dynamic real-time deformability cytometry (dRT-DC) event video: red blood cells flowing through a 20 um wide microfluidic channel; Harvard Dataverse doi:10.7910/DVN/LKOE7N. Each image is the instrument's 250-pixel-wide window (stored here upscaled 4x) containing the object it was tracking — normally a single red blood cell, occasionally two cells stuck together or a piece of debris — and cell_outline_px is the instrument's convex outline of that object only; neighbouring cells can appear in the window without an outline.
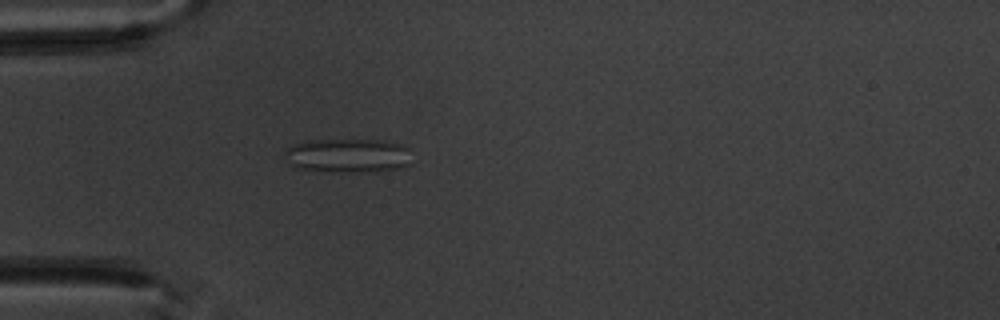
{"species": "common noctule bat (a hibernating species)", "species_latin": "Nyctalus noctula", "temperature_condition": "warm", "stored_images_in_passage": 4, "camera_frame_rate_fps": 3000, "um_per_image_px": 0.085, "animal": {"sex": "male", "body_mass_g": 20.1, "forearm_length_mm": 53.5}, "frame": {"image": 1, "passage_image": 4, "time_ms": 4.0, "image_size_px": [1000, 320], "cell_outline_px": [[412, 164], [396, 168], [376, 172], [368, 172], [296, 168], [292, 164], [284, 152], [292, 144], [308, 140], [384, 140], [400, 144], [408, 148]], "centroid_in_image_um": [29.64, 13.2], "position_along_channel_um": 55.4, "area_um2": 24.85}}